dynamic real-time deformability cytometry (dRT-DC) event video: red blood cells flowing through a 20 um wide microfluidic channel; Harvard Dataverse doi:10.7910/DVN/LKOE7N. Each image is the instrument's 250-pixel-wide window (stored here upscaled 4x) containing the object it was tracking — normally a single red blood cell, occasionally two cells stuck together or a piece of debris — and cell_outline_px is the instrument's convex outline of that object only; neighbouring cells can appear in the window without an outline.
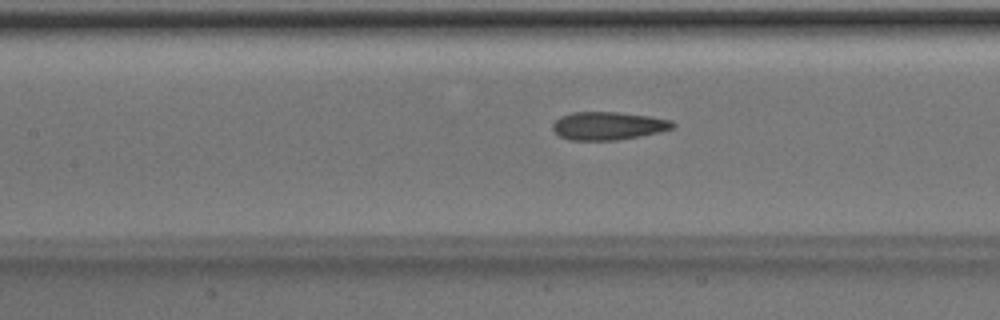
{"species": "Egyptian fruit bat (a non-hibernating species)", "species_latin": "Rousettus aegyptiacus", "temperature_condition": "room temperature", "stored_images_in_passage": 38, "camera_frame_rate_fps": 3000, "um_per_image_px": 0.085, "animal": {"sex": "male"}, "frame": {"image": 1, "passage_image": 10, "time_ms": 3.0, "image_size_px": [1000, 320], "cell_outline_px": [[676, 124], [672, 128], [660, 132], [640, 136], [616, 140], [572, 140], [560, 136], [552, 128], [552, 124], [560, 116], [572, 112], [616, 112], [648, 116], [672, 120]], "centroid_in_image_um": [51.69, 10.69], "position_along_channel_um": 155.7, "area_um2": 19.54}}
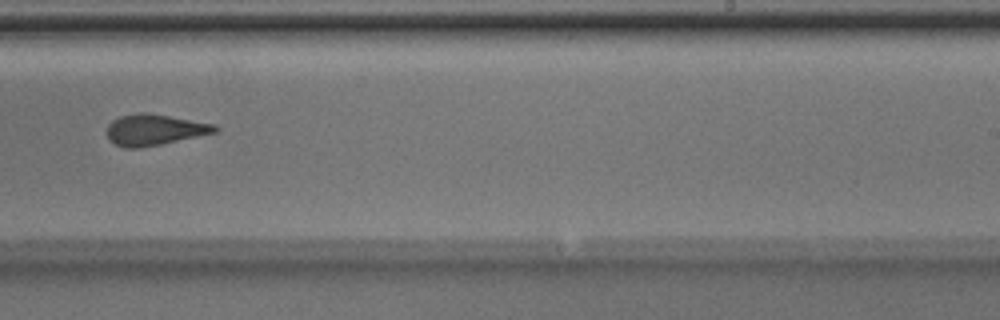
{"frame": {"image": 2, "passage_image": 19, "time_ms": 6.0, "image_size_px": [1000, 320], "cell_outline_px": [[220, 128], [216, 132], [160, 144], [140, 148], [124, 148], [108, 140], [108, 124], [112, 120], [120, 116], [140, 112], [144, 112], [216, 124]], "centroid_in_image_um": [13.12, 11.03], "position_along_channel_um": 275.9, "area_um2": 19.36}}
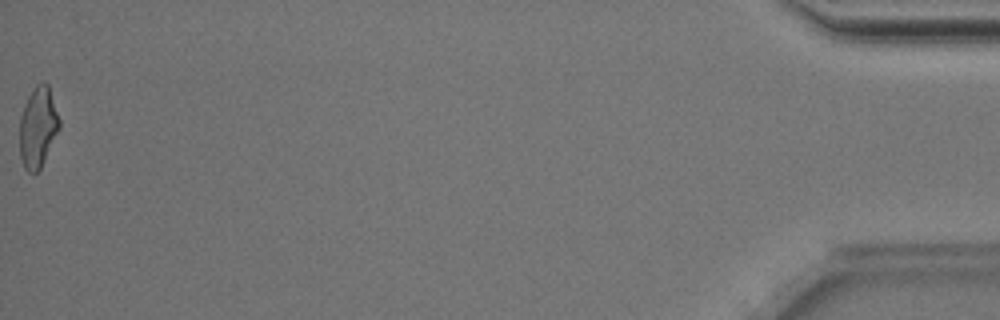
{"frame": {"image": 3, "passage_image": 38, "time_ms": 12.333, "image_size_px": [1000, 320], "cell_outline_px": [[60, 128], [40, 168], [36, 172], [28, 172], [24, 168], [20, 156], [20, 116], [24, 104], [28, 96], [36, 84], [44, 80], [48, 84], [60, 120]], "centroid_in_image_um": [3.22, 10.78], "position_along_channel_um": 432.0, "area_um2": 18.61}, "authors_computed_cell_mechanics": {"area_um2": 19.5075, "velocity_mm_per_s": 4.0206, "shape_relaxation_time_tau1_ms": 4.1985, "shape_relaxation_time_tau2_ms": 1.8286, "deformation_change_tau1": 0.156, "deformation_change_tau2": 0.1212}}